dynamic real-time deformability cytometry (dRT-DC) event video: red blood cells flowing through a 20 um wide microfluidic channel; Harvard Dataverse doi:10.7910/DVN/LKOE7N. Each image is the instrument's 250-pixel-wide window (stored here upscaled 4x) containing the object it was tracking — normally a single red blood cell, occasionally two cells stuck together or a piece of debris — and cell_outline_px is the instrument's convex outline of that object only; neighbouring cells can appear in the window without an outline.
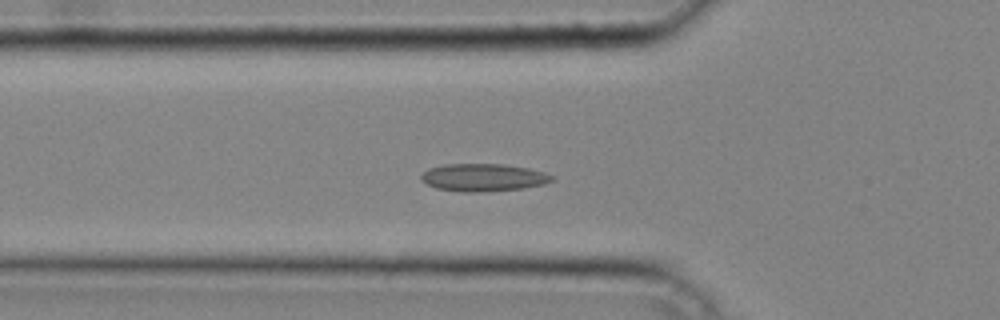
{"species": "common noctule bat (a hibernating species)", "species_latin": "Nyctalus noctula", "temperature_condition": "cold", "stored_images_in_passage": 39, "camera_frame_rate_fps": 3000, "um_per_image_px": 0.085, "animal": {"sex": "male", "body_mass_g": 20.4}, "frame": {"image": 1, "passage_image": 13, "time_ms": 4.0, "image_size_px": [1000, 320], "cell_outline_px": [[556, 180], [544, 184], [524, 188], [480, 192], [460, 192], [436, 188], [420, 180], [420, 176], [428, 168], [444, 164], [504, 164], [528, 168], [544, 172], [552, 176]], "centroid_in_image_um": [41.08, 15.08], "position_along_channel_um": 84.7, "area_um2": 21.15}}
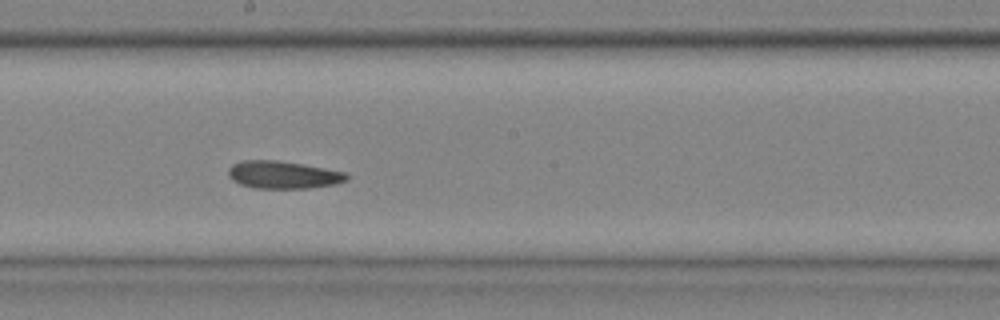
{"frame": {"image": 2, "passage_image": 22, "time_ms": 7.0, "image_size_px": [1000, 320], "cell_outline_px": [[348, 180], [332, 184], [308, 188], [256, 188], [240, 184], [232, 180], [228, 176], [228, 168], [232, 164], [244, 160], [276, 160], [348, 172]], "centroid_in_image_um": [24.04, 14.85], "position_along_channel_um": 224.2, "area_um2": 18.9}}
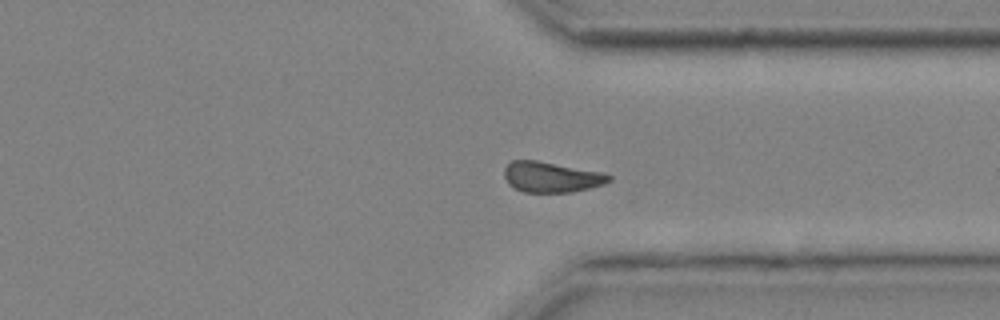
{"frame": {"image": 3, "passage_image": 31, "time_ms": 10.0, "image_size_px": [1000, 320], "cell_outline_px": [[612, 180], [604, 184], [572, 192], [524, 192], [508, 184], [504, 176], [504, 168], [512, 160], [536, 160], [600, 172], [612, 176]], "centroid_in_image_um": [46.84, 15.05], "position_along_channel_um": 364.6, "area_um2": 18.44}}